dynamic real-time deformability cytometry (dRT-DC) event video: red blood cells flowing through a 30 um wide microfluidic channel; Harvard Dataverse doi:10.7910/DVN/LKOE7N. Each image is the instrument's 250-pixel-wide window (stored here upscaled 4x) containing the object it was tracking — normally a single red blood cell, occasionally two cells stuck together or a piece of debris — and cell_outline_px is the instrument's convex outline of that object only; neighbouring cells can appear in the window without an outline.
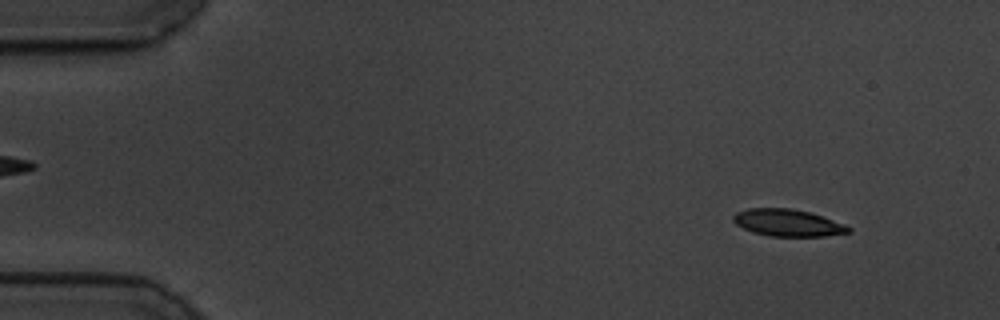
{"species": "common noctule bat (a hibernating species)", "species_latin": "Nyctalus noctula", "temperature_condition": "cold", "stored_images_in_passage": 55, "camera_frame_rate_fps": 3000, "um_per_image_px": 0.085, "animal": {"sex": "male", "body_mass_g": 19.5, "forearm_length_mm": 54.6}, "frame": {"image": 1, "passage_image": 5, "time_ms": 1.333, "image_size_px": [1000, 320], "cell_outline_px": [[852, 232], [824, 236], [768, 236], [752, 232], [736, 224], [732, 220], [732, 216], [736, 212], [748, 208], [792, 208], [812, 212], [844, 224], [852, 228]], "centroid_in_image_um": [66.96, 18.93], "position_along_channel_um": 18.0, "area_um2": 18.32}}
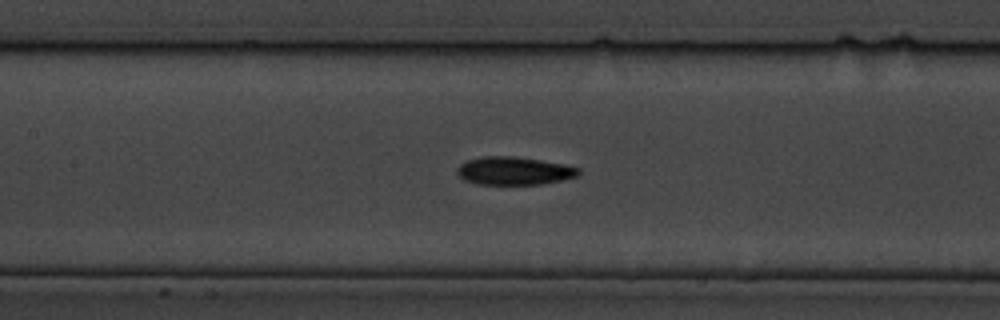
{"frame": {"image": 2, "passage_image": 26, "time_ms": 8.333, "image_size_px": [1000, 320], "cell_outline_px": [[580, 172], [576, 176], [560, 180], [540, 184], [476, 184], [464, 180], [456, 172], [456, 168], [460, 164], [468, 160], [484, 156], [512, 156], [540, 160], [564, 164], [580, 168]], "centroid_in_image_um": [43.66, 14.52], "position_along_channel_um": 163.7, "area_um2": 19.71}}
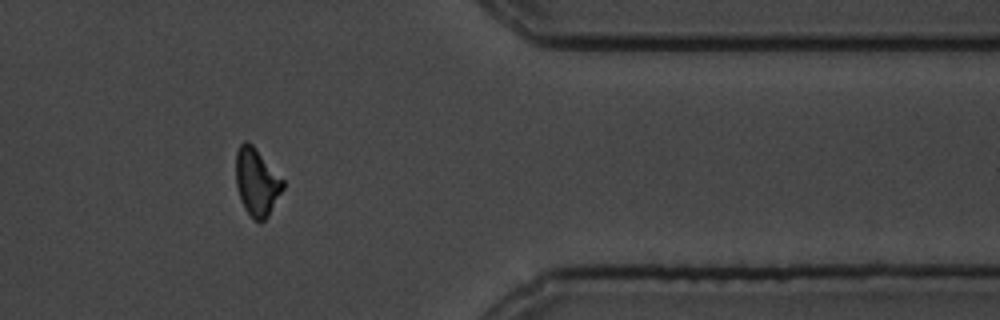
{"frame": {"image": 3, "passage_image": 47, "time_ms": 15.333, "image_size_px": [1000, 320], "cell_outline_px": [[284, 188], [268, 216], [260, 224], [252, 220], [244, 208], [236, 188], [236, 152], [240, 144], [244, 140], [248, 140], [252, 144], [284, 180]], "centroid_in_image_um": [21.81, 15.5], "position_along_channel_um": 389.6, "area_um2": 18.73}}